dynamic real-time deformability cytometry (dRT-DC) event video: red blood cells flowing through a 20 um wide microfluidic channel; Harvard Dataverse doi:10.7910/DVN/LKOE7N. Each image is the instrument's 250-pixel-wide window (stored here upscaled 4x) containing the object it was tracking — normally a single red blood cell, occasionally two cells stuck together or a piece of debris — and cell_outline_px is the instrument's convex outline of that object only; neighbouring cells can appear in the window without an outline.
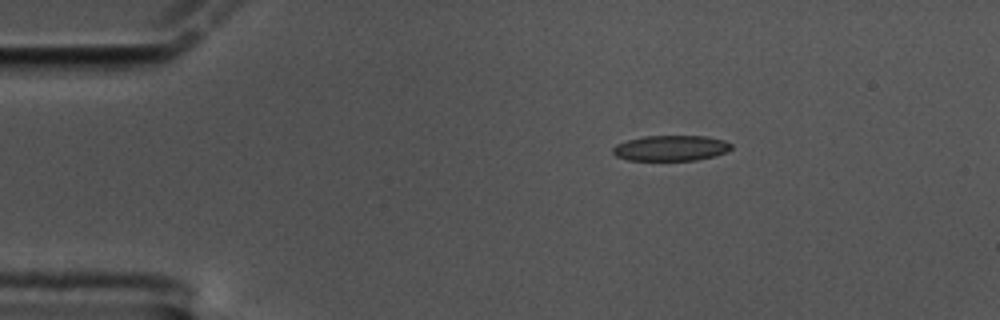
{"species": "common noctule bat (a hibernating species)", "species_latin": "Nyctalus noctula", "temperature_condition": "cold", "stored_images_in_passage": 51, "camera_frame_rate_fps": 3000, "um_per_image_px": 0.085, "animal": {"sex": "male", "body_mass_g": 17.5, "forearm_length_mm": 52.3}, "frame": {"image": 1, "passage_image": 1, "time_ms": 0.0, "image_size_px": [1000, 320], "cell_outline_px": [[732, 148], [728, 152], [696, 160], [628, 160], [616, 156], [612, 152], [612, 148], [616, 144], [628, 140], [644, 136], [708, 136], [724, 140], [732, 144]], "centroid_in_image_um": [57.03, 12.58], "position_along_channel_um": 28.0, "area_um2": 17.63}}
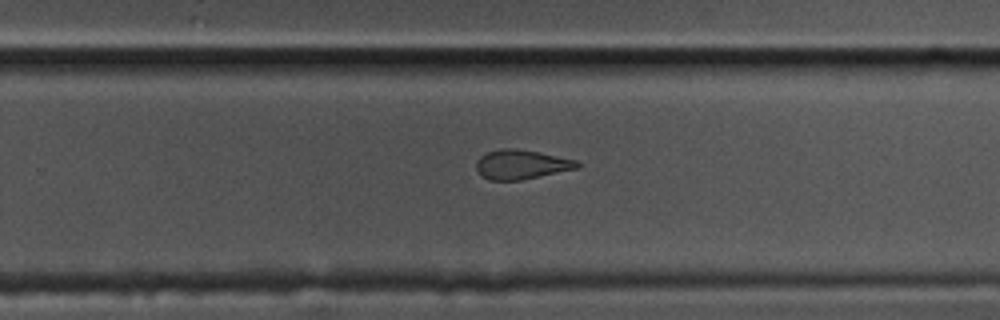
{"frame": {"image": 2, "passage_image": 29, "time_ms": 9.333, "image_size_px": [1000, 320], "cell_outline_px": [[584, 164], [580, 168], [520, 180], [488, 180], [476, 168], [476, 160], [480, 156], [488, 152], [500, 148], [516, 148], [540, 152], [576, 160]], "centroid_in_image_um": [44.36, 13.97], "position_along_channel_um": 285.4, "area_um2": 17.4}}
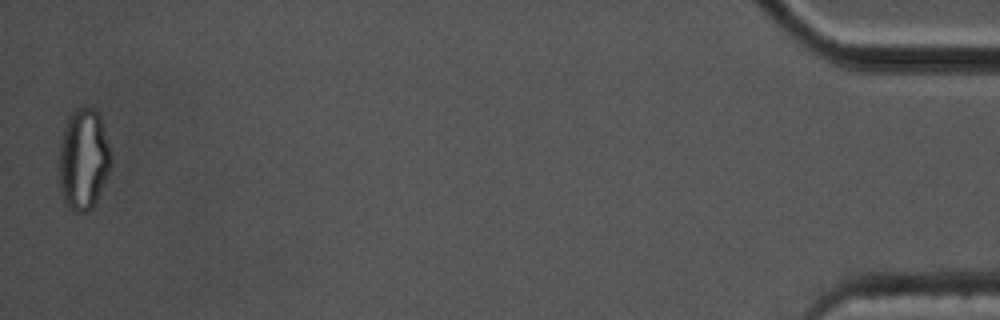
{"frame": {"image": 3, "passage_image": 50, "time_ms": 16.333, "image_size_px": [1000, 320], "cell_outline_px": [[112, 160], [108, 172], [96, 200], [92, 208], [84, 212], [76, 212], [64, 204], [60, 184], [60, 144], [68, 120], [72, 112], [76, 108], [92, 108], [100, 116], [112, 156]], "centroid_in_image_um": [7.1, 13.56], "position_along_channel_um": 428.1, "area_um2": 29.94}, "authors_computed_cell_mechanics": {"area_um2": 18.207, "velocity_mm_per_s": 3.3572, "shape_relaxation_time_tau1_ms": null, "shape_relaxation_time_tau2_ms": 2.761, "deformation_change_tau1": null, "deformation_change_tau2": 0.1103}}